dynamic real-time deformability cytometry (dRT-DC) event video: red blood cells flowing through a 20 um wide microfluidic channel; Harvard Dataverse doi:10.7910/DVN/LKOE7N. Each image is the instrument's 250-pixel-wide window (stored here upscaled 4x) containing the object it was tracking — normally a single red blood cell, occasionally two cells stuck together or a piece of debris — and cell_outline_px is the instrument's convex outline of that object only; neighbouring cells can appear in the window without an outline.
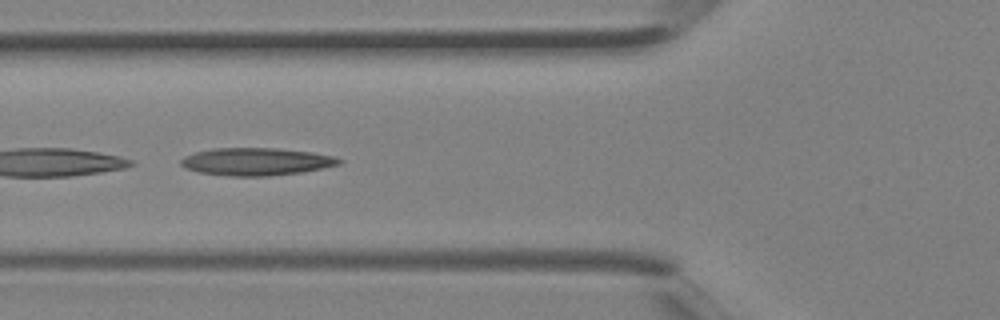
{"species": "Egyptian fruit bat (a non-hibernating species)", "species_latin": "Rousettus aegyptiacus", "temperature_condition": "room temperature", "stored_images_in_passage": 4, "camera_frame_rate_fps": 3000, "um_per_image_px": 0.085, "animal": {"sex": "female"}, "frame": {"image": 1, "passage_image": 4, "time_ms": 1.0, "image_size_px": [1000, 320], "cell_outline_px": [[344, 160], [340, 164], [300, 172], [268, 176], [232, 176], [200, 172], [184, 168], [180, 164], [180, 160], [184, 156], [196, 152], [212, 148], [272, 148], [312, 152], [332, 156]], "centroid_in_image_um": [21.74, 13.73], "position_along_channel_um": 104.1, "area_um2": 25.2}}